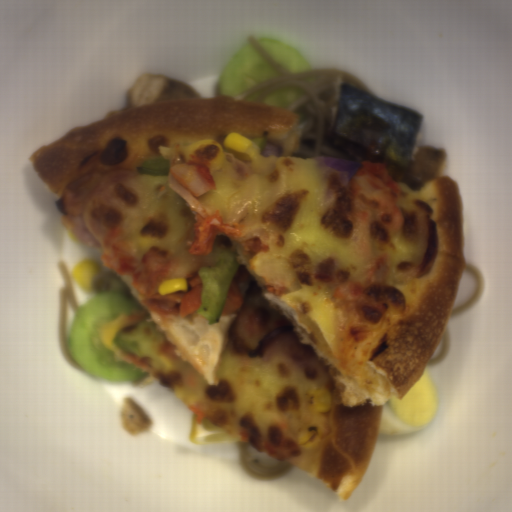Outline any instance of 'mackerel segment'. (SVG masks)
<instances>
[{
  "label": "mackerel segment",
  "instance_id": "14911b7f",
  "mask_svg": "<svg viewBox=\"0 0 512 512\" xmlns=\"http://www.w3.org/2000/svg\"><path fill=\"white\" fill-rule=\"evenodd\" d=\"M422 118L336 76L327 111V133L359 153L408 173Z\"/></svg>",
  "mask_w": 512,
  "mask_h": 512
}]
</instances>
